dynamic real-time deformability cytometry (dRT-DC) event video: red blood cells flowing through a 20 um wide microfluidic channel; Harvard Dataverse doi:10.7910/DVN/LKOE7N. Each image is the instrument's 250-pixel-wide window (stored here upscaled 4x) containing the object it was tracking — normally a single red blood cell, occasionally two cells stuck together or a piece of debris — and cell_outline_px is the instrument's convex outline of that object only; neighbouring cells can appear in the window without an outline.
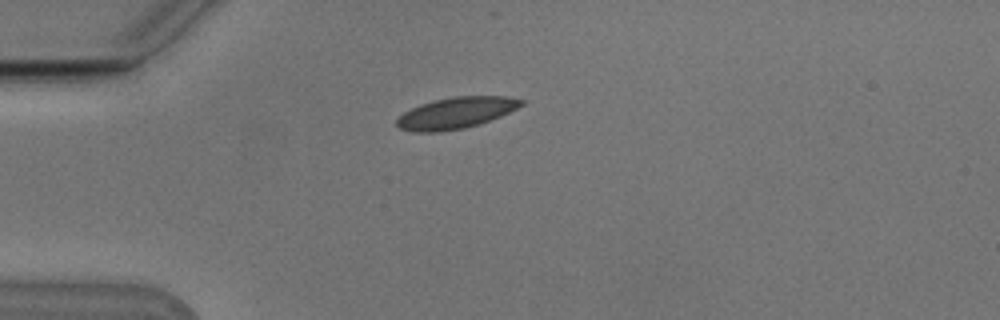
{"species": "Egyptian fruit bat (a non-hibernating species)", "species_latin": "Rousettus aegyptiacus", "temperature_condition": "cold", "stored_images_in_passage": 41, "camera_frame_rate_fps": 3000, "um_per_image_px": 0.085, "animal": {"sex": "male"}, "frame": {"image": 1, "passage_image": 1, "time_ms": 0.0, "image_size_px": [1000, 320], "cell_outline_px": [[524, 104], [500, 116], [464, 128], [436, 132], [416, 132], [400, 128], [396, 124], [396, 120], [404, 112], [420, 104], [452, 96], [508, 96], [524, 100]], "centroid_in_image_um": [38.75, 9.59], "position_along_channel_um": 46.3, "area_um2": 22.37}}
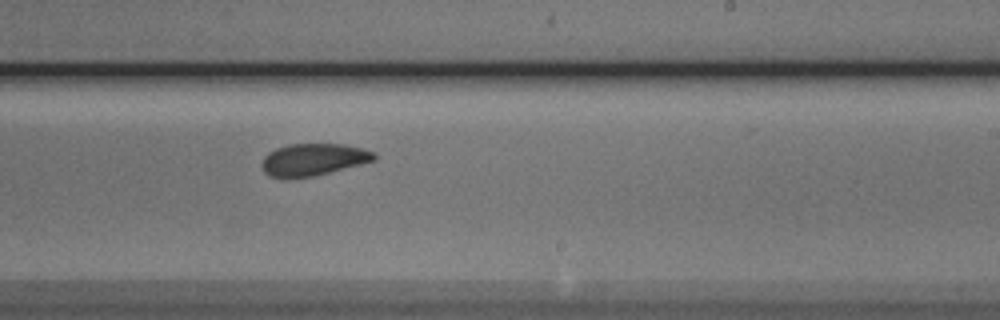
{"frame": {"image": 2, "passage_image": 20, "time_ms": 6.333, "image_size_px": [1000, 320], "cell_outline_px": [[376, 160], [312, 176], [288, 180], [284, 180], [268, 176], [264, 172], [260, 164], [264, 156], [268, 152], [276, 148], [288, 144], [344, 144], [376, 152]], "centroid_in_image_um": [26.55, 13.58], "position_along_channel_um": 262.4, "area_um2": 21.33}}
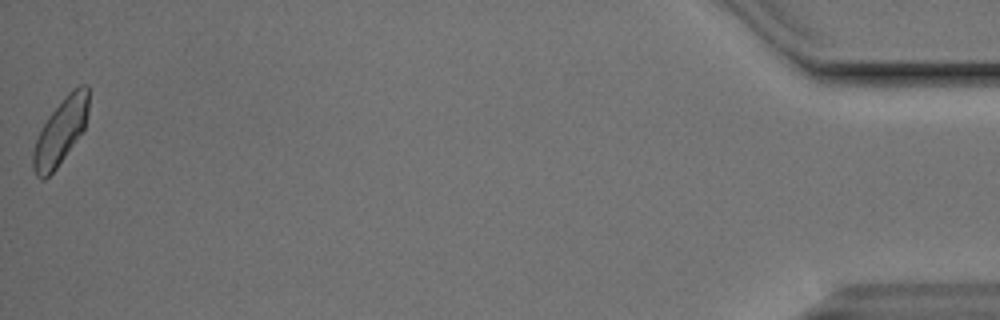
{"frame": {"image": 3, "passage_image": 41, "time_ms": 13.333, "image_size_px": [1000, 320], "cell_outline_px": [[88, 112], [84, 128], [56, 168], [44, 180], [40, 180], [36, 176], [32, 168], [32, 152], [36, 140], [48, 116], [68, 92], [72, 88], [80, 84], [88, 84]], "centroid_in_image_um": [5.13, 11.17], "position_along_channel_um": 430.1, "area_um2": 21.04}, "authors_computed_cell_mechanics": {"area_um2": 21.3282, "velocity_mm_per_s": 3.7507, "shape_relaxation_time_tau1_ms": 6.3437, "shape_relaxation_time_tau2_ms": 1.3838, "deformation_change_tau1": 0.1255, "deformation_change_tau2": 0.0525}}